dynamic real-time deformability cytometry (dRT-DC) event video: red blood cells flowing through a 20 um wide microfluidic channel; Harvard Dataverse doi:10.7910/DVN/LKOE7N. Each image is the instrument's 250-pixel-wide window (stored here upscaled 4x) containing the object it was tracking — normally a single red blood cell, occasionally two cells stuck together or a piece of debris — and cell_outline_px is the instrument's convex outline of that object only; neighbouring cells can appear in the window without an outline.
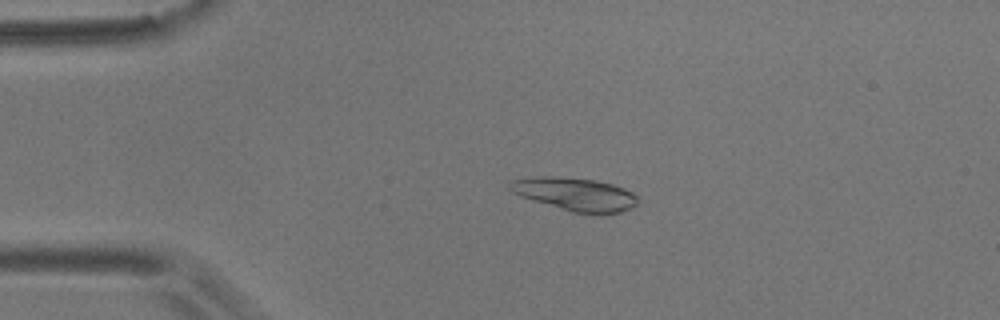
{"species": "common noctule bat (a hibernating species)", "species_latin": "Nyctalus noctula", "temperature_condition": "room temperature", "stored_images_in_passage": 56, "camera_frame_rate_fps": 3000, "um_per_image_px": 0.085, "animal": {"sex": "male", "body_mass_g": 17.9}, "frame": {"image": 1, "passage_image": 12, "time_ms": 3.667, "image_size_px": [1000, 320], "cell_outline_px": [[636, 204], [632, 208], [620, 212], [604, 216], [572, 212], [532, 200], [520, 196], [512, 192], [508, 188], [508, 180], [540, 176], [552, 176], [592, 180], [612, 184], [624, 188], [632, 192], [636, 196]], "centroid_in_image_um": [48.87, 16.53], "position_along_channel_um": 36.1, "area_um2": 24.91}}
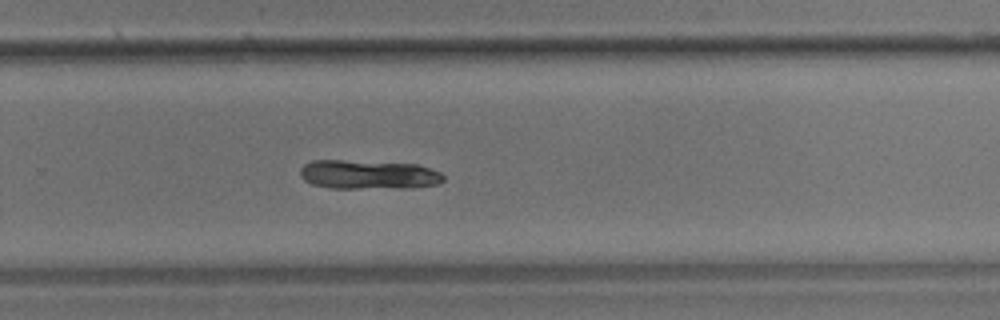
{"frame": {"image": 2, "passage_image": 37, "time_ms": 12.0, "image_size_px": [1000, 320], "cell_outline_px": [[444, 180], [440, 184], [408, 188], [332, 188], [312, 184], [304, 180], [300, 176], [300, 168], [304, 164], [312, 160], [340, 160], [416, 164], [440, 172], [444, 176]], "centroid_in_image_um": [31.31, 14.84], "position_along_channel_um": 298.5, "area_um2": 24.39}}
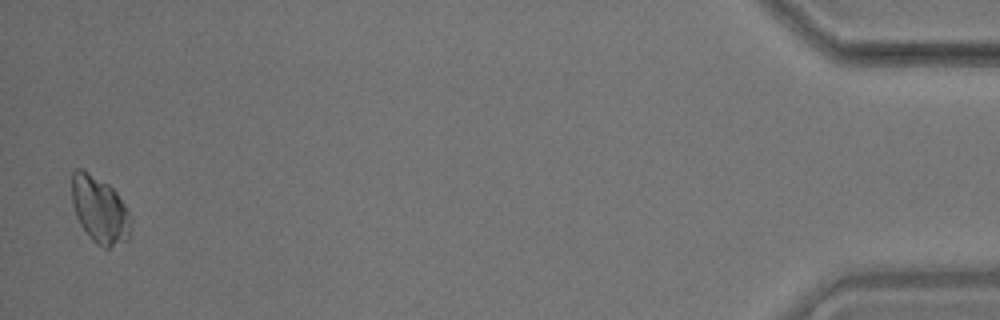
{"frame": {"image": 3, "passage_image": 55, "time_ms": 18.0, "image_size_px": [1000, 320], "cell_outline_px": [[132, 228], [128, 240], [108, 248], [104, 248], [96, 244], [88, 236], [80, 224], [76, 216], [72, 204], [72, 172], [76, 168], [84, 168], [108, 184], [116, 192], [124, 204], [132, 220]], "centroid_in_image_um": [8.47, 17.83], "position_along_channel_um": 426.7, "area_um2": 23.29}}